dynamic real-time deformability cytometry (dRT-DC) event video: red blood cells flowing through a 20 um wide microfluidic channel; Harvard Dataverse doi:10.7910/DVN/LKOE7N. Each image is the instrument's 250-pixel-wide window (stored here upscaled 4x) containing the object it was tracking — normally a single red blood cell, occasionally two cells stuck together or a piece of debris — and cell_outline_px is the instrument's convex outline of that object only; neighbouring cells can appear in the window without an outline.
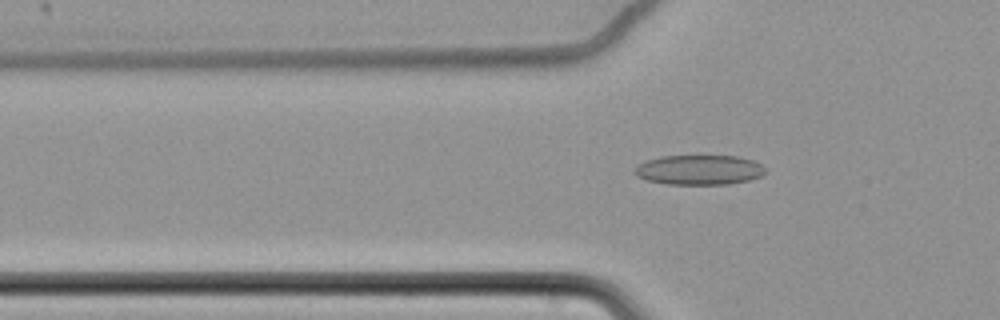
{"species": "common noctule bat (a hibernating species)", "species_latin": "Nyctalus noctula", "temperature_condition": "cold", "stored_images_in_passage": 62, "camera_frame_rate_fps": 3000, "um_per_image_px": 0.085, "animal": {"sex": "female", "body_mass_g": 22.7, "forearm_length_mm": 54.2}, "frame": {"image": 1, "passage_image": 23, "time_ms": 7.333, "image_size_px": [1000, 320], "cell_outline_px": [[764, 172], [760, 176], [748, 180], [728, 184], [668, 184], [648, 180], [636, 176], [632, 172], [640, 164], [648, 160], [660, 156], [736, 156], [752, 160], [760, 164], [764, 168]], "centroid_in_image_um": [59.41, 14.44], "position_along_channel_um": 66.4, "area_um2": 22.43}}
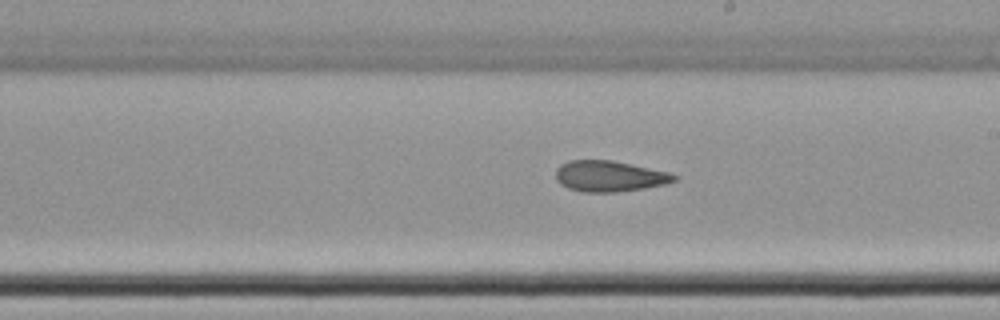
{"frame": {"image": 2, "passage_image": 38, "time_ms": 12.333, "image_size_px": [1000, 320], "cell_outline_px": [[676, 180], [664, 184], [644, 188], [616, 192], [580, 192], [568, 188], [560, 184], [556, 180], [556, 168], [560, 164], [568, 160], [612, 160], [672, 172], [676, 176]], "centroid_in_image_um": [51.78, 14.97], "position_along_channel_um": 237.2, "area_um2": 21.5}}
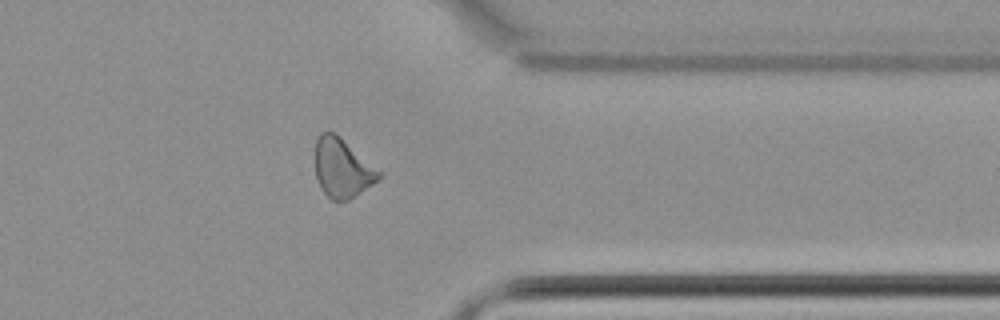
{"frame": {"image": 3, "passage_image": 51, "time_ms": 16.667, "image_size_px": [1000, 320], "cell_outline_px": [[380, 176], [372, 184], [348, 200], [332, 200], [320, 188], [316, 176], [316, 140], [320, 132], [336, 132], [380, 172]], "centroid_in_image_um": [29.05, 14.27], "position_along_channel_um": 382.3, "area_um2": 21.39}, "authors_computed_cell_mechanics": {"area_um2": 22.5709, "velocity_mm_per_s": 3.4963, "shape_relaxation_time_tau1_ms": null, "shape_relaxation_time_tau2_ms": 4.824, "deformation_change_tau1": null, "deformation_change_tau2": 0.1059}}